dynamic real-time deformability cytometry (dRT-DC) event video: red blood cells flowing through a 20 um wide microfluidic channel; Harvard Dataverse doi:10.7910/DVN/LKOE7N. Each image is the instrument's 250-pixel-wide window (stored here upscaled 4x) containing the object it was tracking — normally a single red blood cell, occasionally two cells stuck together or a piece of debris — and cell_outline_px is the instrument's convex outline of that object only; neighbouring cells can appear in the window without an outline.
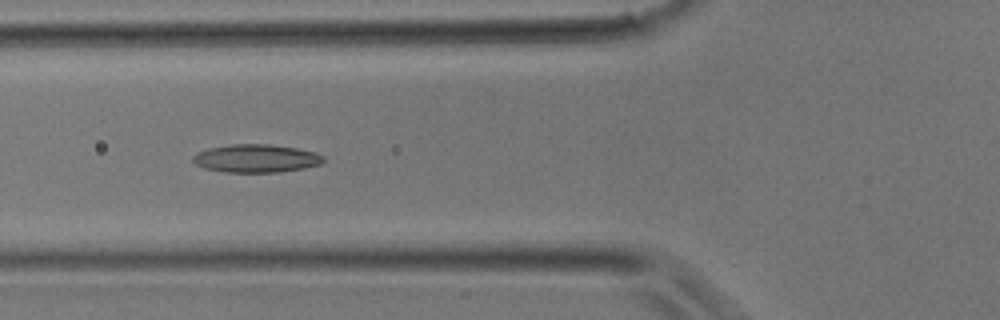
{"species": "common noctule bat (a hibernating species)", "species_latin": "Nyctalus noctula", "temperature_condition": "room temperature", "stored_images_in_passage": 36, "camera_frame_rate_fps": 3000, "um_per_image_px": 0.085, "animal": {"sex": "male", "body_mass_g": 17.9}, "frame": {"image": 1, "passage_image": 13, "time_ms": 4.0, "image_size_px": [1000, 320], "cell_outline_px": [[324, 160], [320, 164], [304, 168], [280, 172], [224, 172], [204, 168], [196, 164], [192, 160], [192, 156], [196, 152], [208, 148], [232, 144], [268, 144], [296, 148], [316, 152], [324, 156]], "centroid_in_image_um": [21.75, 13.46], "position_along_channel_um": 104.0, "area_um2": 21.44}}
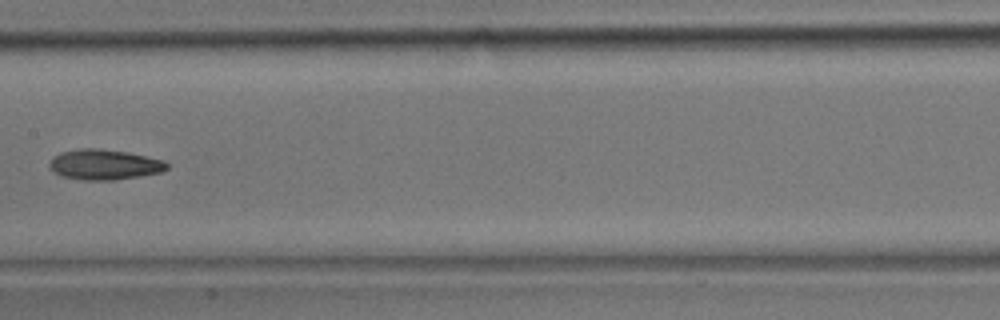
{"frame": {"image": 2, "passage_image": 18, "time_ms": 5.667, "image_size_px": [1000, 320], "cell_outline_px": [[168, 168], [160, 172], [140, 176], [116, 180], [84, 180], [60, 176], [48, 168], [48, 164], [52, 156], [60, 152], [80, 148], [96, 148], [128, 152], [164, 160], [168, 164]], "centroid_in_image_um": [8.82, 13.98], "position_along_channel_um": 198.6, "area_um2": 20.98}}
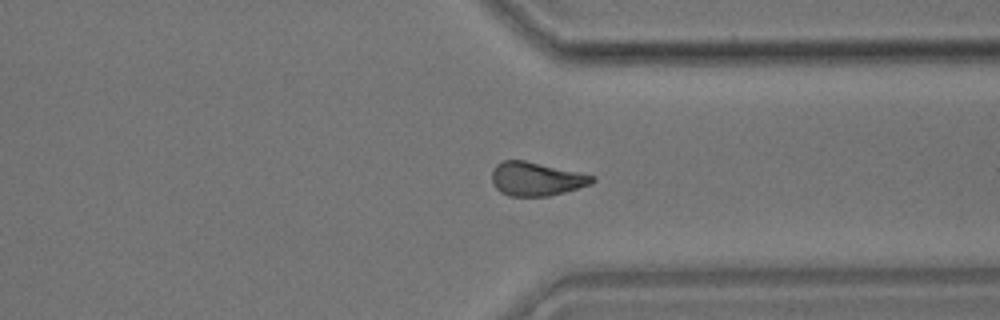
{"frame": {"image": 3, "passage_image": 27, "time_ms": 8.667, "image_size_px": [1000, 320], "cell_outline_px": [[596, 180], [592, 184], [564, 192], [548, 196], [508, 196], [500, 192], [492, 184], [492, 172], [496, 164], [504, 160], [524, 160], [596, 176]], "centroid_in_image_um": [45.57, 15.21], "position_along_channel_um": 365.8, "area_um2": 19.71}}